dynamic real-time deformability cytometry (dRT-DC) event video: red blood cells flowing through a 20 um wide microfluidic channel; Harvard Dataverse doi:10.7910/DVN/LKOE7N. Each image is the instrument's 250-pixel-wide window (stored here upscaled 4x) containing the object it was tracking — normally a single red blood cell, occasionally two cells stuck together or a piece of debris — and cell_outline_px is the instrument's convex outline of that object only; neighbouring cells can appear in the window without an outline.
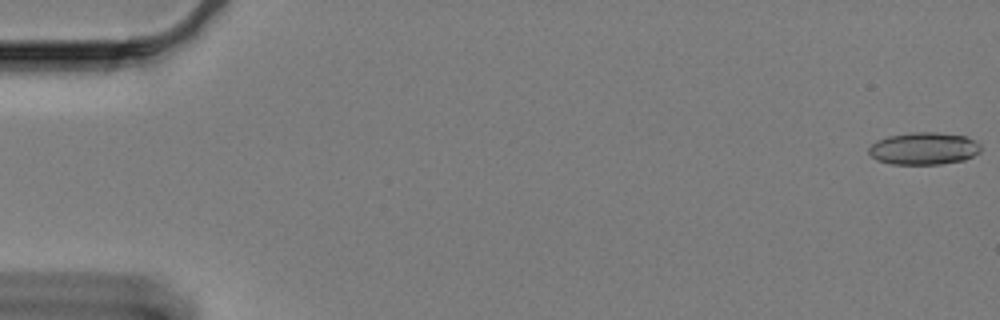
{"species": "Egyptian fruit bat (a non-hibernating species)", "species_latin": "Rousettus aegyptiacus", "temperature_condition": "cold", "stored_images_in_passage": 61, "camera_frame_rate_fps": 3000, "um_per_image_px": 0.085, "animal": {"sex": "female"}, "frame": {"image": 1, "passage_image": 1, "time_ms": 0.0, "image_size_px": [1000, 320], "cell_outline_px": [[980, 152], [964, 160], [940, 164], [892, 164], [876, 160], [868, 152], [868, 148], [876, 140], [888, 136], [912, 132], [936, 132], [964, 136], [980, 144]], "centroid_in_image_um": [78.49, 12.62], "position_along_channel_um": 6.5, "area_um2": 21.04}}
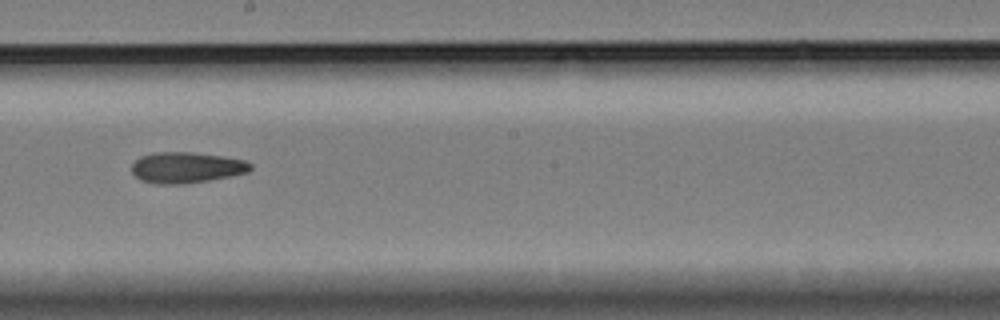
{"frame": {"image": 2, "passage_image": 35, "time_ms": 11.333, "image_size_px": [1000, 320], "cell_outline_px": [[252, 168], [248, 172], [232, 176], [184, 184], [152, 184], [140, 180], [132, 172], [132, 164], [140, 156], [152, 152], [192, 152], [220, 156], [244, 160], [252, 164]], "centroid_in_image_um": [15.82, 14.24], "position_along_channel_um": 232.4, "area_um2": 21.5}}
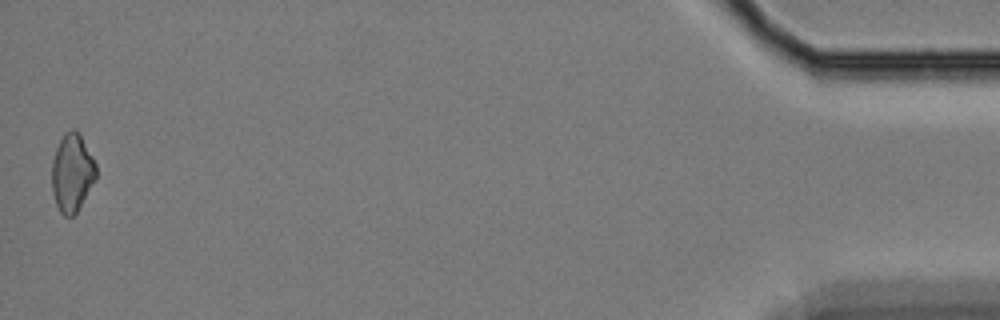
{"frame": {"image": 3, "passage_image": 61, "time_ms": 20.0, "image_size_px": [1000, 320], "cell_outline_px": [[96, 180], [76, 212], [72, 216], [64, 216], [60, 212], [56, 204], [52, 192], [52, 160], [56, 148], [64, 132], [72, 128], [80, 136], [92, 156], [96, 164]], "centroid_in_image_um": [6.12, 14.7], "position_along_channel_um": 429.1, "area_um2": 19.94}, "authors_computed_cell_mechanics": {"area_um2": 21.0392, "velocity_mm_per_s": 3.2905, "shape_relaxation_time_tau1_ms": null, "shape_relaxation_time_tau2_ms": 8.5764, "deformation_change_tau1": null, "deformation_change_tau2": 0.1556}}